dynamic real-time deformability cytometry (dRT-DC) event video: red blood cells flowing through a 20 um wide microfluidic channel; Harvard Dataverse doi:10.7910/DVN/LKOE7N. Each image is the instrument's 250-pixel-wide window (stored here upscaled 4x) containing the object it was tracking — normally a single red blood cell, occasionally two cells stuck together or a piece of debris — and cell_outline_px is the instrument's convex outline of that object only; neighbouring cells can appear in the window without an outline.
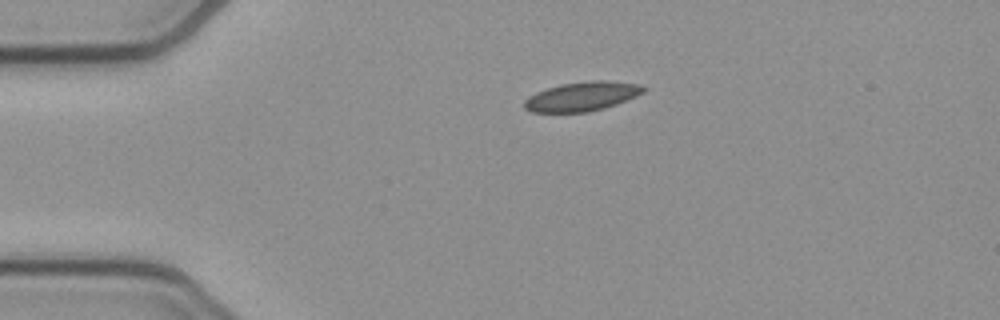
{"species": "common noctule bat (a hibernating species)", "species_latin": "Nyctalus noctula", "temperature_condition": "cold", "stored_images_in_passage": 43, "camera_frame_rate_fps": 3000, "um_per_image_px": 0.085, "animal": {"sex": "female", "body_mass_g": 21.9}, "frame": {"image": 1, "passage_image": 1, "time_ms": 0.0, "image_size_px": [1000, 320], "cell_outline_px": [[648, 88], [644, 92], [636, 96], [616, 104], [604, 108], [588, 112], [532, 112], [524, 108], [524, 100], [528, 96], [536, 92], [560, 84], [592, 80], [608, 80], [640, 84]], "centroid_in_image_um": [49.49, 8.18], "position_along_channel_um": 35.5, "area_um2": 20.4}}
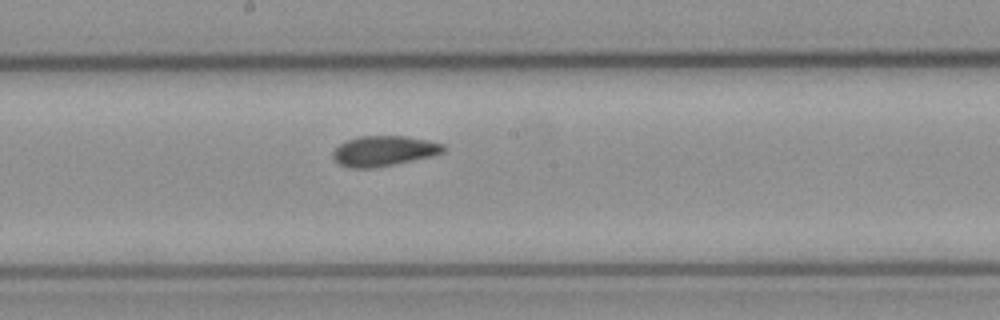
{"frame": {"image": 2, "passage_image": 18, "time_ms": 5.667, "image_size_px": [1000, 320], "cell_outline_px": [[444, 152], [432, 156], [376, 168], [348, 168], [336, 164], [332, 160], [332, 152], [340, 144], [348, 140], [360, 136], [404, 136], [428, 140], [444, 144]], "centroid_in_image_um": [32.58, 12.85], "position_along_channel_um": 215.6, "area_um2": 19.65}}
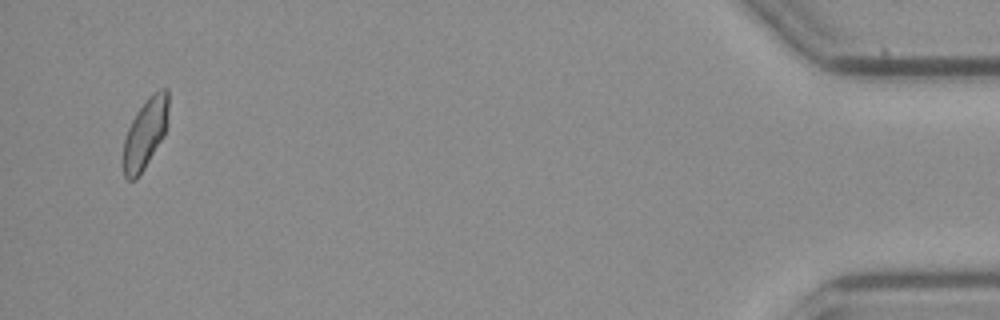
{"frame": {"image": 3, "passage_image": 41, "time_ms": 13.333, "image_size_px": [1000, 320], "cell_outline_px": [[168, 124], [164, 136], [144, 168], [136, 180], [128, 180], [124, 176], [120, 164], [124, 140], [128, 128], [136, 112], [148, 96], [152, 92], [160, 88], [168, 88]], "centroid_in_image_um": [12.32, 11.36], "position_along_channel_um": 422.9, "area_um2": 19.02}, "authors_computed_cell_mechanics": {"area_um2": 19.1896, "velocity_mm_per_s": 3.8382, "shape_relaxation_time_tau1_ms": 8.5646, "shape_relaxation_time_tau2_ms": 1.858, "deformation_change_tau1": 0.1309, "deformation_change_tau2": 0.0755}}